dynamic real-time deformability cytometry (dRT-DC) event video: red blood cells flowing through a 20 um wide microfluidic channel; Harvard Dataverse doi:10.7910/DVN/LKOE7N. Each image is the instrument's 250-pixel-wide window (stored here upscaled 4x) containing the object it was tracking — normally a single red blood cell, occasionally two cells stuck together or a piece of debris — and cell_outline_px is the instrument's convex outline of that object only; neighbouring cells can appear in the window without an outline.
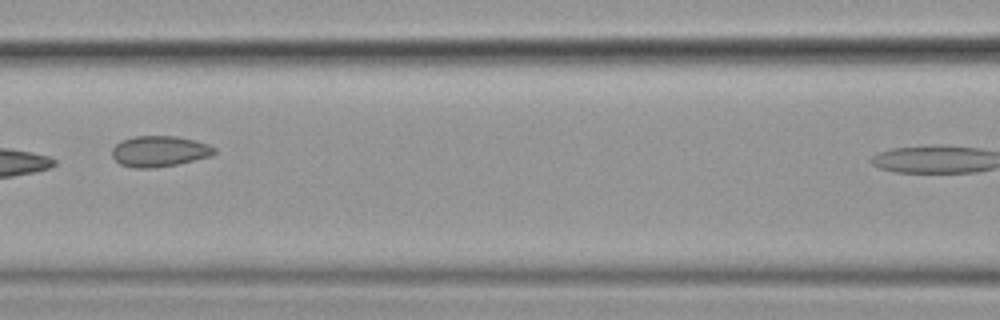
{"species": "common noctule bat (a hibernating species)", "species_latin": "Nyctalus noctula", "temperature_condition": "cold", "stored_images_in_passage": 8, "camera_frame_rate_fps": 3000, "um_per_image_px": 0.085, "animal": {"sex": "female", "body_mass_g": 19.9}, "frame": {"image": 1, "passage_image": 4, "time_ms": 1.0, "image_size_px": [1000, 320], "cell_outline_px": [[216, 152], [212, 156], [176, 164], [152, 168], [136, 168], [120, 164], [112, 156], [112, 148], [120, 140], [136, 136], [176, 136], [196, 140], [208, 144], [216, 148]], "centroid_in_image_um": [13.56, 12.85], "position_along_channel_um": 153.0, "area_um2": 18.44}}